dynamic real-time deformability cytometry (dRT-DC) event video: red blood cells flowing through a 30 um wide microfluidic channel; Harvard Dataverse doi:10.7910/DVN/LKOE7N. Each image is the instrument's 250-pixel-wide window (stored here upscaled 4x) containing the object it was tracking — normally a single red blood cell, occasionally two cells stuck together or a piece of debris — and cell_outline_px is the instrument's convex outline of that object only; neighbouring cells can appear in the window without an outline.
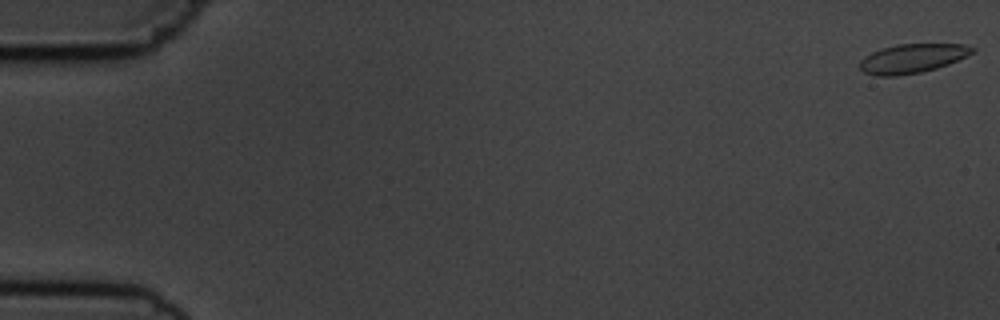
{"species": "common noctule bat (a hibernating species)", "species_latin": "Nyctalus noctula", "temperature_condition": "cold", "stored_images_in_passage": 5, "camera_frame_rate_fps": 3000, "um_per_image_px": 0.085, "animal": {"sex": "male", "body_mass_g": 19.5, "forearm_length_mm": 54.6}, "frame": {"image": 1, "passage_image": 5, "time_ms": 5.333, "image_size_px": [1000, 320], "cell_outline_px": [[976, 52], [948, 64], [936, 68], [920, 72], [896, 76], [876, 76], [864, 72], [860, 68], [860, 60], [864, 56], [880, 48], [896, 44], [964, 44], [976, 48]], "centroid_in_image_um": [77.55, 4.96], "position_along_channel_um": 7.5, "area_um2": 19.19}}